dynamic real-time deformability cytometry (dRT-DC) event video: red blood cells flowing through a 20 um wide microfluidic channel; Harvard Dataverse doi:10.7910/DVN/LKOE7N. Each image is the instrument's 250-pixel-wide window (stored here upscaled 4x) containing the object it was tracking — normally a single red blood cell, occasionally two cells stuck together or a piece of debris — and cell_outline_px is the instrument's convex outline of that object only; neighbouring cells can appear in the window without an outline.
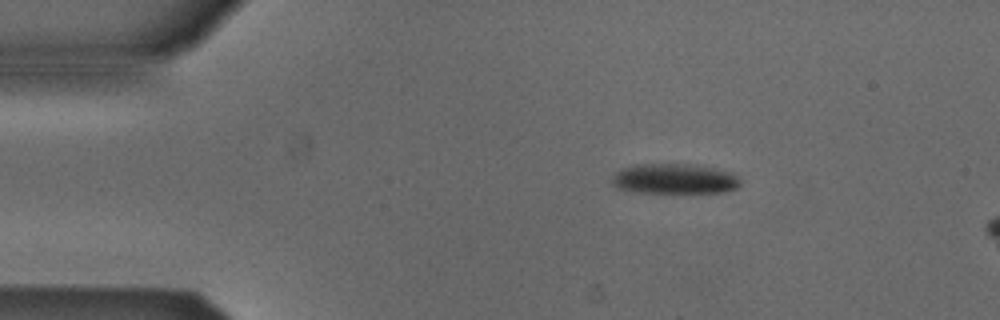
{"species": "Egyptian fruit bat (a non-hibernating species)", "species_latin": "Rousettus aegyptiacus", "temperature_condition": "cold", "stored_images_in_passage": 7, "camera_frame_rate_fps": 3000, "um_per_image_px": 0.085, "animal": {"sex": "male"}, "frame": {"image": 1, "passage_image": 1, "time_ms": 0.0, "image_size_px": [1000, 320], "cell_outline_px": [[740, 184], [736, 188], [724, 192], [636, 192], [616, 188], [612, 184], [612, 180], [616, 172], [624, 168], [636, 164], [692, 164], [716, 168], [736, 172], [740, 180]], "centroid_in_image_um": [57.38, 15.19], "position_along_channel_um": 27.6, "area_um2": 22.66}}